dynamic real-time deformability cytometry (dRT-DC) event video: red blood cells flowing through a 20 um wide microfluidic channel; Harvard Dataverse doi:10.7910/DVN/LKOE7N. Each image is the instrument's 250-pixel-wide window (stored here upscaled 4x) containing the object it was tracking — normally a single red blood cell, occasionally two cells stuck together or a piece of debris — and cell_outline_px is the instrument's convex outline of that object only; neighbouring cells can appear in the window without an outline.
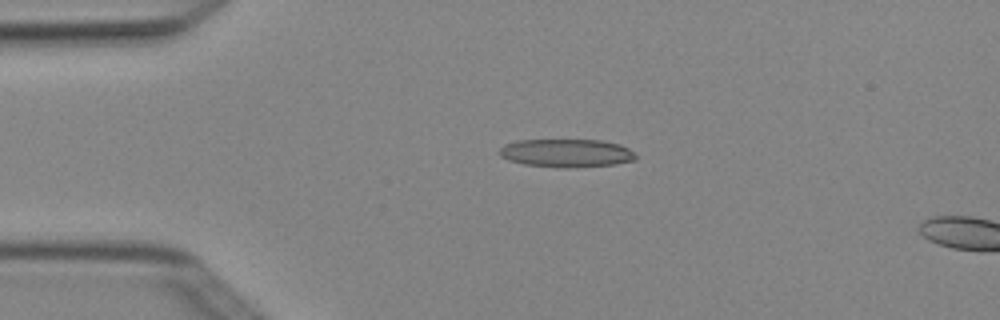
{"species": "Egyptian fruit bat (a non-hibernating species)", "species_latin": "Rousettus aegyptiacus", "temperature_condition": "cold", "stored_images_in_passage": 4, "camera_frame_rate_fps": 3000, "um_per_image_px": 0.085, "animal": {"sex": "female"}, "frame": {"image": 1, "passage_image": 3, "time_ms": 0.667, "image_size_px": [1000, 320], "cell_outline_px": [[636, 160], [616, 164], [568, 168], [560, 168], [524, 164], [508, 160], [500, 156], [496, 152], [504, 144], [516, 140], [600, 140], [620, 144], [636, 152]], "centroid_in_image_um": [48.13, 13.01], "position_along_channel_um": 36.9, "area_um2": 22.72}}